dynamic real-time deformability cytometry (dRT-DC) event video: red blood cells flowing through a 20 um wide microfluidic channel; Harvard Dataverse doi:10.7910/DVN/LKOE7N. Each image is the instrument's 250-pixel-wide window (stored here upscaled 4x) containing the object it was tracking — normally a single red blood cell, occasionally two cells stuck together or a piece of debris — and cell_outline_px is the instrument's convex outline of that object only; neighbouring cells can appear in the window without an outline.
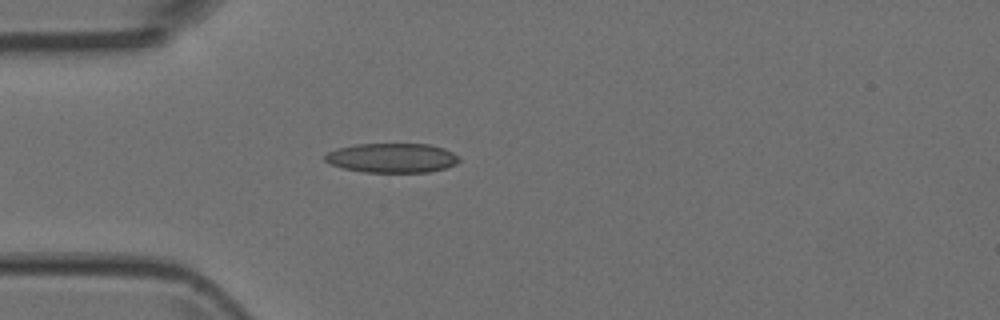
{"species": "Egyptian fruit bat (a non-hibernating species)", "species_latin": "Rousettus aegyptiacus", "temperature_condition": "room temperature", "stored_images_in_passage": 1, "camera_frame_rate_fps": 3000, "um_per_image_px": 0.085, "animal": {"sex": "female"}, "frame": {"image": 1, "passage_image": 1, "time_ms": 0.0, "image_size_px": [1000, 320], "cell_outline_px": [[460, 160], [456, 164], [444, 168], [428, 172], [364, 172], [344, 168], [332, 164], [324, 160], [324, 156], [328, 152], [336, 148], [356, 144], [428, 144], [444, 148], [460, 156]], "centroid_in_image_um": [33.33, 13.42], "position_along_channel_um": 51.7, "area_um2": 23.0}}